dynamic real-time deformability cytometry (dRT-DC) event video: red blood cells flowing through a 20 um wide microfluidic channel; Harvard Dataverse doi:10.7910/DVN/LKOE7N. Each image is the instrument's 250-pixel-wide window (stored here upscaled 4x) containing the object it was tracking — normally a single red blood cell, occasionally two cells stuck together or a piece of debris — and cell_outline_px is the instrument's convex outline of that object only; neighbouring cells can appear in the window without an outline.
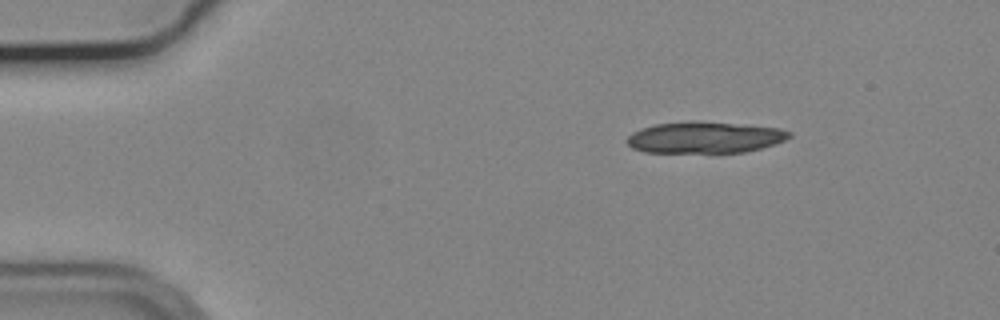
{"species": "common noctule bat (a hibernating species)", "species_latin": "Nyctalus noctula", "temperature_condition": "cold", "stored_images_in_passage": 49, "segment_of_instrument_passage": [1, 2], "camera_frame_rate_fps": 3000, "um_per_image_px": 0.085, "animal": {"sex": "male", "body_mass_g": 19.2, "forearm_length_mm": 51.8}, "frame": {"image": 1, "passage_image": 1, "time_ms": 0.0, "image_size_px": [1000, 320], "cell_outline_px": [[792, 136], [784, 140], [760, 148], [744, 152], [644, 152], [632, 148], [624, 140], [632, 132], [640, 128], [656, 124], [688, 120], [692, 120], [780, 128], [792, 132]], "centroid_in_image_um": [59.85, 11.67], "position_along_channel_um": 25.2, "area_um2": 29.71}}